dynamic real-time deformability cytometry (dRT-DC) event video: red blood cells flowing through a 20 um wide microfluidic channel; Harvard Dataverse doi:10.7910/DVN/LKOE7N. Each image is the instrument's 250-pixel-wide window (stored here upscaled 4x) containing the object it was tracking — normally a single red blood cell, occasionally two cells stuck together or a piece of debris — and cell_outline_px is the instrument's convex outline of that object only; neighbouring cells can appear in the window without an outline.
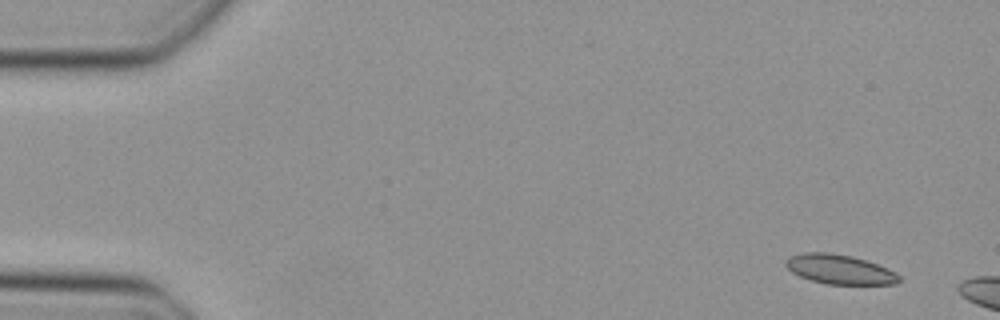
{"species": "Egyptian fruit bat (a non-hibernating species)", "species_latin": "Rousettus aegyptiacus", "temperature_condition": "cold", "stored_images_in_passage": 11, "camera_frame_rate_fps": 3000, "um_per_image_px": 0.085, "animal": {"sex": "female"}, "frame": {"image": 1, "passage_image": 4, "time_ms": 1.0, "image_size_px": [1000, 320], "cell_outline_px": [[900, 280], [896, 284], [828, 284], [812, 280], [800, 276], [792, 272], [784, 264], [784, 260], [788, 256], [804, 252], [828, 252], [852, 256], [888, 268], [896, 272], [900, 276]], "centroid_in_image_um": [71.35, 22.88], "position_along_channel_um": 13.7, "area_um2": 19.48}}